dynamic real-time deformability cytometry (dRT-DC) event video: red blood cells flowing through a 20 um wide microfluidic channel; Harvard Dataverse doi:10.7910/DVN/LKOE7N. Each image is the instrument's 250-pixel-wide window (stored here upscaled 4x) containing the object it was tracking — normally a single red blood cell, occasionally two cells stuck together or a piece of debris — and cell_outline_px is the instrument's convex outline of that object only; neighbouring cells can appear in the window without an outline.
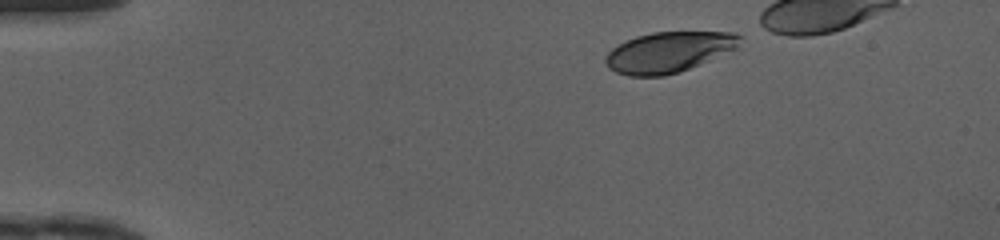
{"species": "human", "species_latin": "Homo sapiens", "temperature_condition": "cold", "stored_images_in_passage": 34, "camera_frame_rate_fps": 3000, "um_per_image_px": 0.085, "donor": {"sex": "female"}, "frame": {"image": 1, "passage_image": 1, "time_ms": 0.0, "image_size_px": [1000, 240], "cell_outline_px": [[744, 36], [736, 48], [680, 72], [664, 76], [628, 76], [616, 72], [608, 68], [604, 60], [604, 56], [612, 48], [636, 36], [652, 32], [736, 32]], "centroid_in_image_um": [56.82, 4.43], "position_along_channel_um": 28.2, "area_um2": 31.73}}
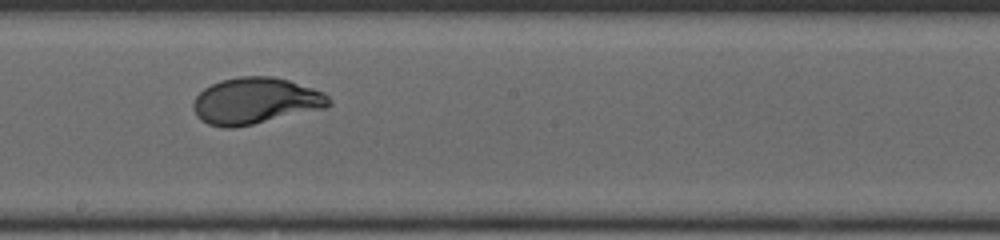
{"frame": {"image": 2, "passage_image": 21, "time_ms": 6.667, "image_size_px": [1000, 240], "cell_outline_px": [[332, 104], [328, 108], [252, 124], [232, 128], [224, 128], [208, 124], [200, 120], [196, 116], [192, 108], [192, 104], [196, 96], [204, 88], [220, 80], [240, 76], [272, 76], [288, 80], [324, 92], [332, 100]], "centroid_in_image_um": [21.72, 8.58], "position_along_channel_um": 226.5, "area_um2": 36.93}}
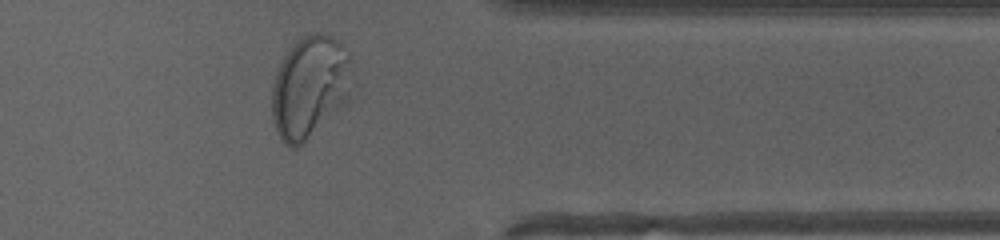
{"frame": {"image": 3, "passage_image": 33, "time_ms": 10.667, "image_size_px": [1000, 240], "cell_outline_px": [[348, 104], [304, 144], [296, 148], [288, 148], [284, 144], [276, 128], [272, 116], [272, 88], [276, 68], [284, 56], [296, 40], [304, 36], [316, 32], [332, 36], [348, 52]], "centroid_in_image_um": [26.29, 7.46], "position_along_channel_um": 385.1, "area_um2": 47.86}}